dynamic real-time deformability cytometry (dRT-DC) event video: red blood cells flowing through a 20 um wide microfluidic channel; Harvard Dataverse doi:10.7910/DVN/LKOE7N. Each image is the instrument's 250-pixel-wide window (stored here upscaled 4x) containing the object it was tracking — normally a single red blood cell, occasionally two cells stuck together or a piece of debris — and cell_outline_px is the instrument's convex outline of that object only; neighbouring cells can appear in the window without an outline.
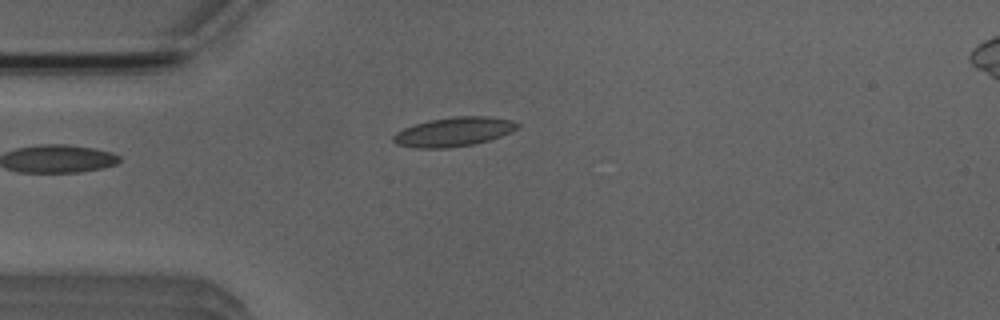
{"species": "Egyptian fruit bat (a non-hibernating species)", "species_latin": "Rousettus aegyptiacus", "temperature_condition": "room temperature", "stored_images_in_passage": 5, "camera_frame_rate_fps": 3000, "um_per_image_px": 0.085, "animal": {"sex": "male"}, "frame": {"image": 1, "passage_image": 3, "time_ms": 3.333, "image_size_px": [1000, 320], "cell_outline_px": [[520, 128], [512, 132], [476, 144], [448, 148], [416, 148], [396, 144], [392, 140], [392, 136], [396, 132], [404, 128], [428, 120], [452, 116], [488, 116], [512, 120], [520, 124]], "centroid_in_image_um": [38.59, 11.2], "position_along_channel_um": 46.4, "area_um2": 21.33}}